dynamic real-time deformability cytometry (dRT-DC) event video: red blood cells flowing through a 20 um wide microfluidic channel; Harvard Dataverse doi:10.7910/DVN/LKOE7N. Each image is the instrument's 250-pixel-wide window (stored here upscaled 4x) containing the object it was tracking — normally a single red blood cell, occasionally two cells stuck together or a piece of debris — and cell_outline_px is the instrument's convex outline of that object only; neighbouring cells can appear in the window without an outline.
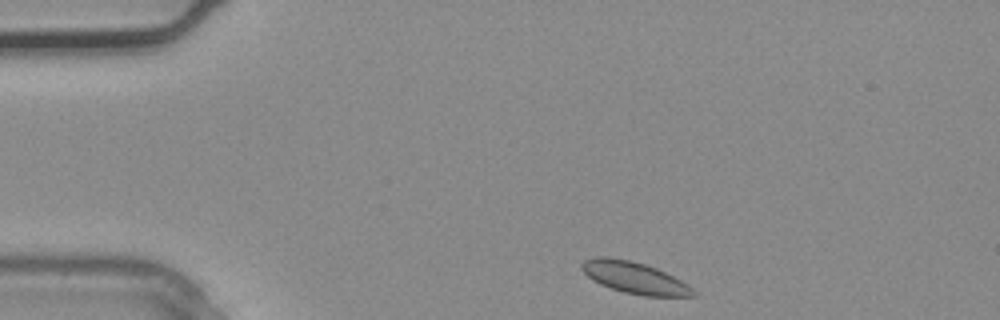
{"species": "common noctule bat (a hibernating species)", "species_latin": "Nyctalus noctula", "temperature_condition": "warm", "stored_images_in_passage": 2, "camera_frame_rate_fps": 3000, "um_per_image_px": 0.085, "animal": {"sex": "male", "body_mass_g": 20.4}, "frame": {"image": 1, "passage_image": 1, "time_ms": 0.0, "image_size_px": [1000, 320], "cell_outline_px": [[696, 296], [644, 296], [624, 292], [600, 284], [592, 280], [580, 268], [580, 264], [584, 260], [596, 256], [608, 256], [632, 260], [656, 268], [688, 284], [696, 292]], "centroid_in_image_um": [53.9, 23.59], "position_along_channel_um": 31.1, "area_um2": 20.58}}
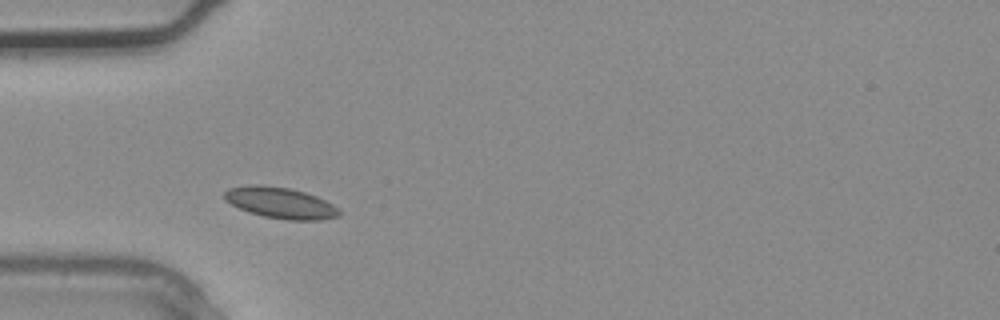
{"frame": {"image": 2, "passage_image": 2, "time_ms": 0.333, "image_size_px": [1000, 320], "cell_outline_px": [[340, 216], [320, 220], [288, 220], [264, 216], [240, 208], [224, 200], [224, 192], [228, 188], [252, 184], [256, 184], [288, 188], [304, 192], [316, 196], [340, 208]], "centroid_in_image_um": [23.85, 17.24], "position_along_channel_um": 61.1, "area_um2": 20.63}}